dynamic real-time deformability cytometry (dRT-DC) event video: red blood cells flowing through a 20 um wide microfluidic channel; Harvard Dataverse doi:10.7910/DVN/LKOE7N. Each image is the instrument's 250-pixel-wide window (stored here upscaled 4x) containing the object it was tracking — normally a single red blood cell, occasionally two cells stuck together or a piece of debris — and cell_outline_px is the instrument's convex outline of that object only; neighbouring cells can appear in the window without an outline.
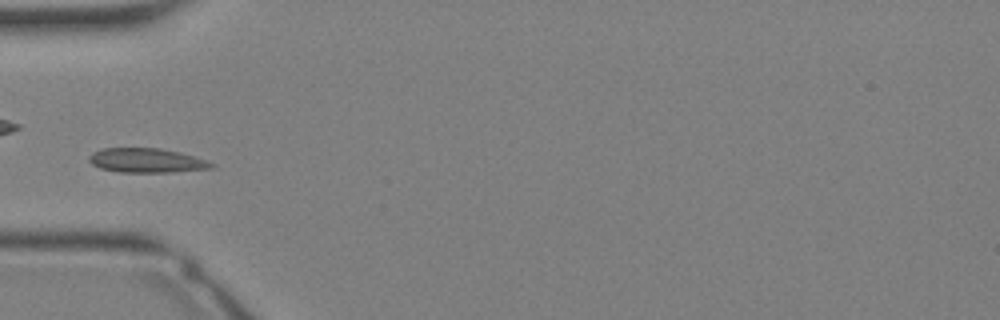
{"species": "Egyptian fruit bat (a non-hibernating species)", "species_latin": "Rousettus aegyptiacus", "temperature_condition": "warm", "stored_images_in_passage": 35, "camera_frame_rate_fps": 3000, "um_per_image_px": 0.085, "animal": {"sex": "female"}, "frame": {"image": 1, "passage_image": 12, "time_ms": 3.667, "image_size_px": [1000, 320], "cell_outline_px": [[216, 164], [212, 168], [172, 172], [120, 172], [100, 168], [92, 164], [88, 160], [88, 156], [92, 152], [104, 148], [160, 148], [180, 152]], "centroid_in_image_um": [12.42, 13.64], "position_along_channel_um": 72.6, "area_um2": 17.28}}
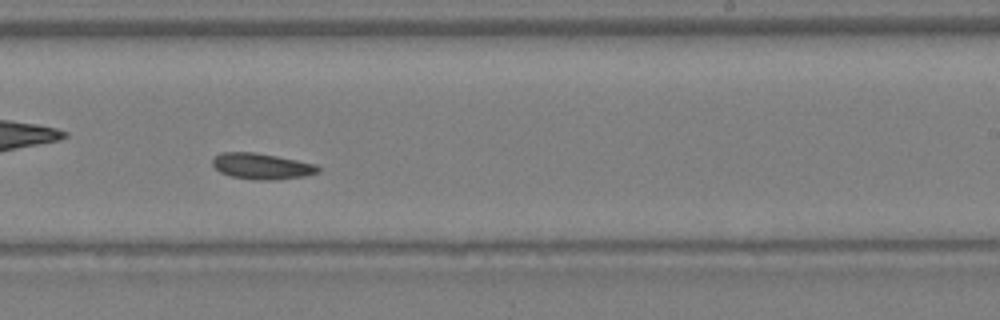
{"frame": {"image": 2, "passage_image": 22, "time_ms": 7.0, "image_size_px": [1000, 320], "cell_outline_px": [[320, 172], [304, 176], [268, 180], [260, 180], [232, 176], [220, 172], [212, 164], [212, 160], [220, 152], [252, 152], [276, 156], [316, 164], [320, 168]], "centroid_in_image_um": [22.25, 14.12], "position_along_channel_um": 266.8, "area_um2": 15.72}}
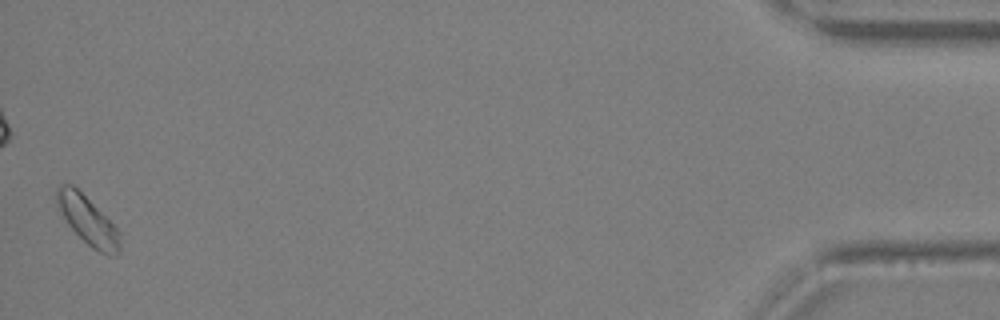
{"frame": {"image": 3, "passage_image": 35, "time_ms": 11.333, "image_size_px": [1000, 320], "cell_outline_px": [[120, 252], [116, 256], [108, 256], [92, 248], [68, 224], [56, 204], [56, 188], [60, 184], [72, 184], [120, 232]], "centroid_in_image_um": [7.46, 18.76], "position_along_channel_um": 427.7, "area_um2": 17.28}}